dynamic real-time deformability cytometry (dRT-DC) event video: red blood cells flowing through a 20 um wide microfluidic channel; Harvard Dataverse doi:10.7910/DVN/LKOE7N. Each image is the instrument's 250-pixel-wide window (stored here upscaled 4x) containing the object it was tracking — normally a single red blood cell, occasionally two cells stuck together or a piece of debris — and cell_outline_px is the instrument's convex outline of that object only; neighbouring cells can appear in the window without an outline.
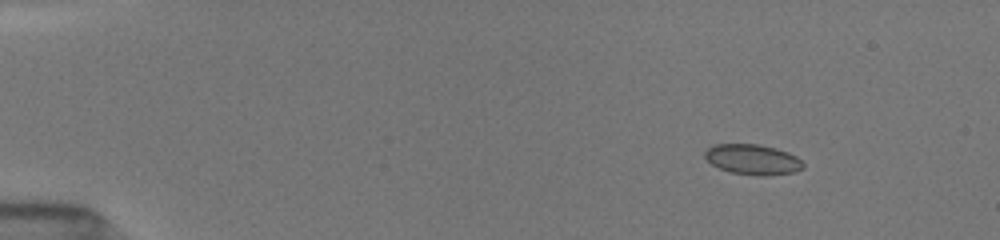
{"species": "common noctule bat (a hibernating species)", "species_latin": "Nyctalus noctula", "temperature_condition": "room temperature", "stored_images_in_passage": 12, "camera_frame_rate_fps": 3000, "um_per_image_px": 0.085, "animal": {"sex": "female", "body_mass_g": 19.5, "forearm_length_mm": 54.1}, "frame": {"image": 1, "passage_image": 1, "time_ms": 0.0, "image_size_px": [1000, 240], "cell_outline_px": [[804, 168], [792, 172], [764, 176], [756, 176], [732, 172], [720, 168], [712, 164], [704, 156], [704, 152], [712, 144], [760, 144], [776, 148], [788, 152], [796, 156], [804, 164]], "centroid_in_image_um": [63.98, 13.54], "position_along_channel_um": 21.0, "area_um2": 17.34}}
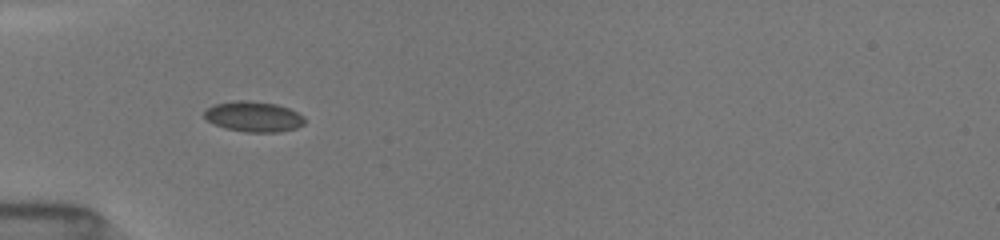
{"frame": {"image": 2, "passage_image": 9, "time_ms": 3.667, "image_size_px": [1000, 240], "cell_outline_px": [[304, 124], [296, 128], [280, 132], [244, 132], [224, 128], [212, 124], [204, 116], [204, 112], [212, 104], [232, 100], [248, 100], [276, 104], [288, 108], [304, 116]], "centroid_in_image_um": [21.52, 9.91], "position_along_channel_um": 63.5, "area_um2": 17.98}}
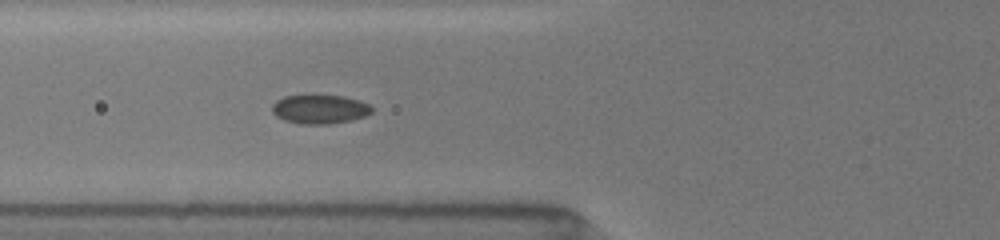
{"frame": {"image": 3, "passage_image": 12, "time_ms": 4.667, "image_size_px": [1000, 240], "cell_outline_px": [[372, 112], [364, 116], [352, 120], [328, 124], [300, 124], [284, 120], [276, 116], [272, 112], [272, 104], [276, 100], [284, 96], [304, 92], [312, 92], [344, 96], [360, 100], [368, 104], [372, 108]], "centroid_in_image_um": [27.13, 9.22], "position_along_channel_um": 98.7, "area_um2": 17.74}}